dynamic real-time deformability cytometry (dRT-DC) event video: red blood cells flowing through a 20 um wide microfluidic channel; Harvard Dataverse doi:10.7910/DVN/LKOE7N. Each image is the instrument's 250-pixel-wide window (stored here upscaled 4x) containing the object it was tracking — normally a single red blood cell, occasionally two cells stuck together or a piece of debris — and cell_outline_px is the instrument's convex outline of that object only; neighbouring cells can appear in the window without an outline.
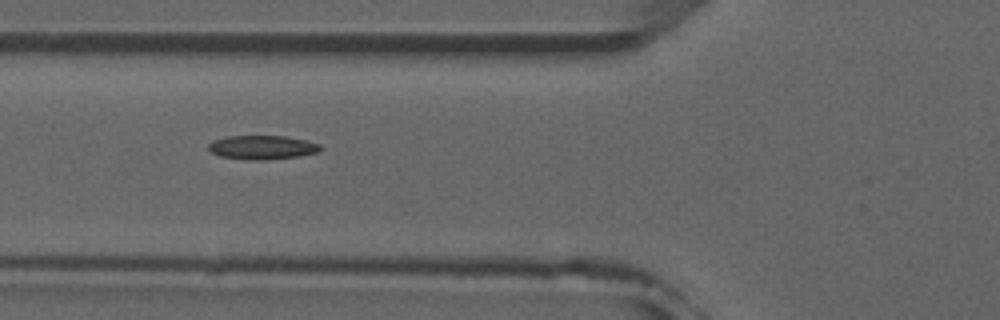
{"species": "common noctule bat (a hibernating species)", "species_latin": "Nyctalus noctula", "temperature_condition": "room temperature", "stored_images_in_passage": 47, "camera_frame_rate_fps": 3000, "um_per_image_px": 0.085, "animal": {"sex": "male", "forearm_length_mm": 52.5}, "frame": {"image": 1, "passage_image": 20, "time_ms": 6.333, "image_size_px": [1000, 320], "cell_outline_px": [[324, 148], [320, 152], [300, 156], [268, 160], [248, 160], [220, 156], [212, 152], [208, 148], [208, 144], [212, 140], [228, 136], [284, 136], [308, 140], [320, 144]], "centroid_in_image_um": [22.34, 12.53], "position_along_channel_um": 103.5, "area_um2": 15.9}, "authors_computed_cell_mechanics": {"area_um2": 15.4904, "velocity_mm_per_s": 3.9322, "shape_relaxation_time_tau1_ms": null, "shape_relaxation_time_tau2_ms": 9.6255, "deformation_change_tau1": null, "deformation_change_tau2": 0.1223}}